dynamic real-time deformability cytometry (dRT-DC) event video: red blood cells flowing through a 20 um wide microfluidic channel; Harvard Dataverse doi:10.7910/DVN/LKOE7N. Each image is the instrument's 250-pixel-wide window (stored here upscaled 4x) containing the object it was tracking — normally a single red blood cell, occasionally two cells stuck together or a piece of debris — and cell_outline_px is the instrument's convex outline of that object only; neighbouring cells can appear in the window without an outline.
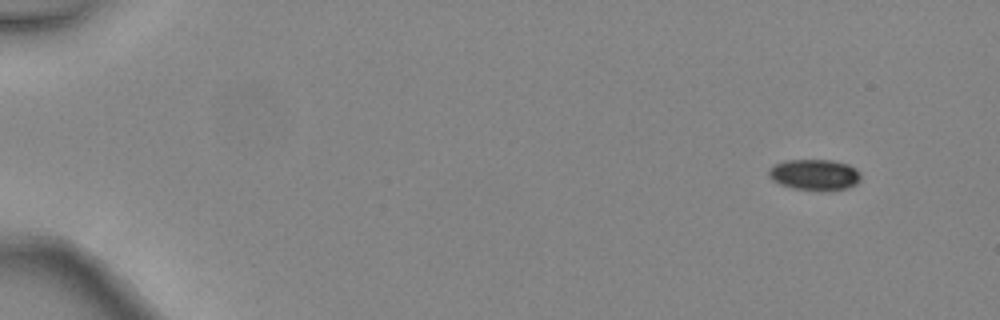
{"species": "common noctule bat (a hibernating species)", "species_latin": "Nyctalus noctula", "temperature_condition": "warm", "stored_images_in_passage": 4, "camera_frame_rate_fps": 3000, "um_per_image_px": 0.085, "animal": {"sex": "female", "body_mass_g": 24.6, "forearm_length_mm": 56.2}, "frame": {"image": 1, "passage_image": 1, "time_ms": 0.0, "image_size_px": [1000, 320], "cell_outline_px": [[860, 180], [856, 184], [848, 188], [796, 188], [780, 184], [772, 180], [768, 176], [768, 168], [784, 160], [832, 160], [848, 164], [856, 168], [860, 172]], "centroid_in_image_um": [69.22, 14.8], "position_along_channel_um": 15.8, "area_um2": 16.13}}
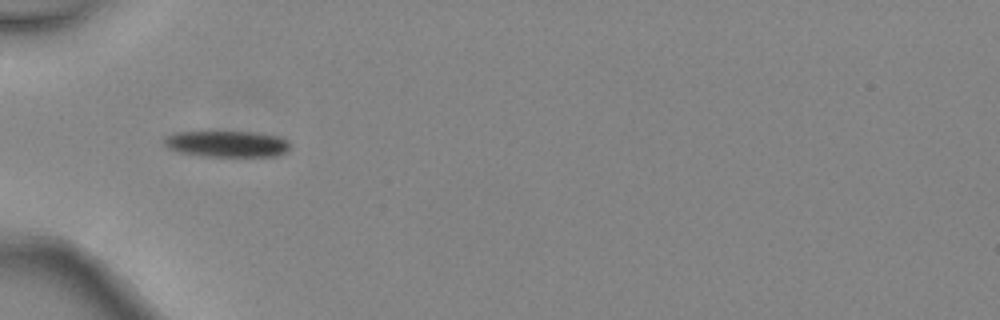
{"frame": {"image": 2, "passage_image": 4, "time_ms": 1.0, "image_size_px": [1000, 320], "cell_outline_px": [[288, 152], [276, 156], [200, 156], [180, 152], [168, 148], [160, 140], [164, 136], [176, 132], [256, 132], [280, 136], [288, 140]], "centroid_in_image_um": [19.26, 12.23], "position_along_channel_um": 65.7, "area_um2": 19.48}}